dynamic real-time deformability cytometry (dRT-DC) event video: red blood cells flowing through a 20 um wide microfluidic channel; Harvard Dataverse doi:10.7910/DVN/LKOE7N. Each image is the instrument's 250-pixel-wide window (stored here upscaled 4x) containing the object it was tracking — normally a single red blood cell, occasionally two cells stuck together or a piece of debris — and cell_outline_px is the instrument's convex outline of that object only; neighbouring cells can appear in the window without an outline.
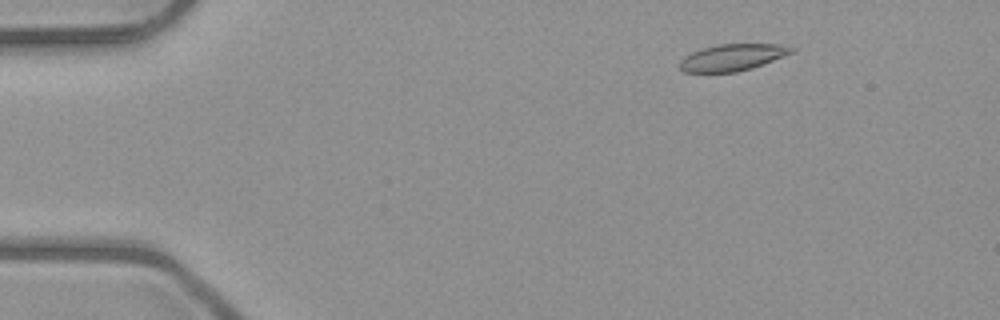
{"species": "common noctule bat (a hibernating species)", "species_latin": "Nyctalus noctula", "temperature_condition": "room temperature", "stored_images_in_passage": 4, "camera_frame_rate_fps": 3000, "um_per_image_px": 0.085, "animal": {"sex": "male", "body_mass_g": 23.1, "forearm_length_mm": 52.7}, "frame": {"image": 1, "passage_image": 2, "time_ms": 1.0, "image_size_px": [1000, 320], "cell_outline_px": [[796, 52], [752, 68], [736, 72], [684, 72], [680, 68], [680, 60], [684, 56], [692, 52], [704, 48], [720, 44], [780, 44], [796, 48]], "centroid_in_image_um": [62.3, 4.87], "position_along_channel_um": 22.7, "area_um2": 17.4}}